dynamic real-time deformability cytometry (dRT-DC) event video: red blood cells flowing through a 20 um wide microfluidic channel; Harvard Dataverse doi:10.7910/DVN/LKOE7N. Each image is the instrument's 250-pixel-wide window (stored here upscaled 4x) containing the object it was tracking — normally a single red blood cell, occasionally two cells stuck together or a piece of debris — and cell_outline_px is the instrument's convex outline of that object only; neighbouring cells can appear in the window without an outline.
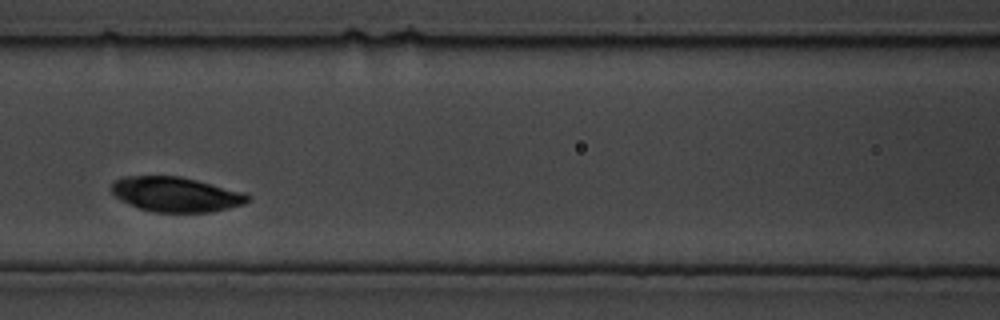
{"species": "common noctule bat (a hibernating species)", "species_latin": "Nyctalus noctula", "temperature_condition": "cold", "stored_images_in_passage": 10, "camera_frame_rate_fps": 3000, "um_per_image_px": 0.085, "animal": {"sex": "male", "body_mass_g": 19.5, "forearm_length_mm": 54.6}, "frame": {"image": 1, "passage_image": 6, "time_ms": 1.667, "image_size_px": [1000, 320], "cell_outline_px": [[252, 196], [244, 204], [212, 212], [152, 212], [140, 208], [116, 196], [112, 192], [112, 180], [124, 176], [180, 176], [244, 192]], "centroid_in_image_um": [14.97, 16.51], "position_along_channel_um": 151.6, "area_um2": 27.46}}
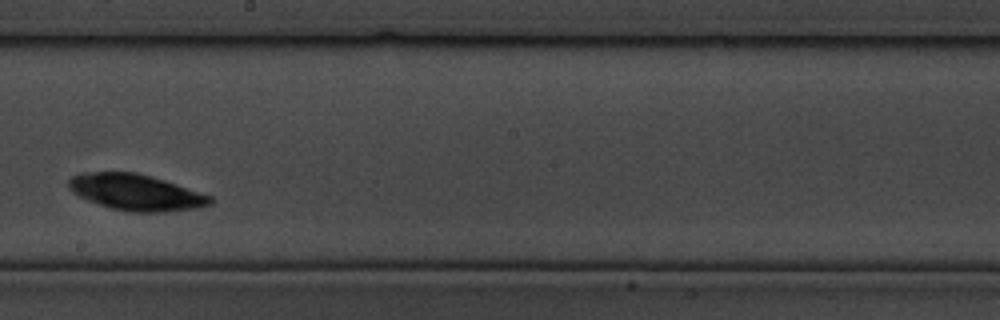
{"frame": {"image": 2, "passage_image": 9, "time_ms": 2.667, "image_size_px": [1000, 320], "cell_outline_px": [[212, 204], [196, 208], [164, 212], [128, 212], [112, 208], [88, 200], [72, 192], [68, 188], [68, 180], [72, 176], [80, 172], [136, 172], [152, 176], [212, 196]], "centroid_in_image_um": [11.54, 16.34], "position_along_channel_um": 236.7, "area_um2": 29.77}}